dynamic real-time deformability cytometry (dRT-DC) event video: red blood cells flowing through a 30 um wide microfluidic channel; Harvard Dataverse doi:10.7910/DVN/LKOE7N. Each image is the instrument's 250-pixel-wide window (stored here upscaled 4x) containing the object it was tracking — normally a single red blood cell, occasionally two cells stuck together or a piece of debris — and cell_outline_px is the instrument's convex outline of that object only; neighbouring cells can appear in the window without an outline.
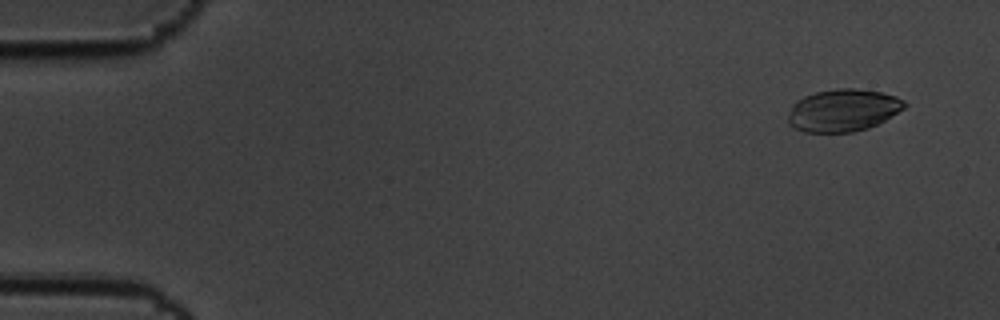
{"species": "common noctule bat (a hibernating species)", "species_latin": "Nyctalus noctula", "temperature_condition": "cold", "stored_images_in_passage": 59, "camera_frame_rate_fps": 3000, "um_per_image_px": 0.085, "animal": {"sex": "male", "body_mass_g": 19.5, "forearm_length_mm": 54.6}, "frame": {"image": 1, "passage_image": 4, "time_ms": 1.0, "image_size_px": [1000, 320], "cell_outline_px": [[908, 104], [904, 108], [884, 120], [868, 128], [852, 132], [804, 132], [792, 128], [788, 124], [788, 116], [792, 104], [796, 100], [804, 96], [816, 92], [836, 88], [856, 88], [880, 92], [896, 96], [904, 100]], "centroid_in_image_um": [71.63, 9.37], "position_along_channel_um": 13.4, "area_um2": 28.84}}
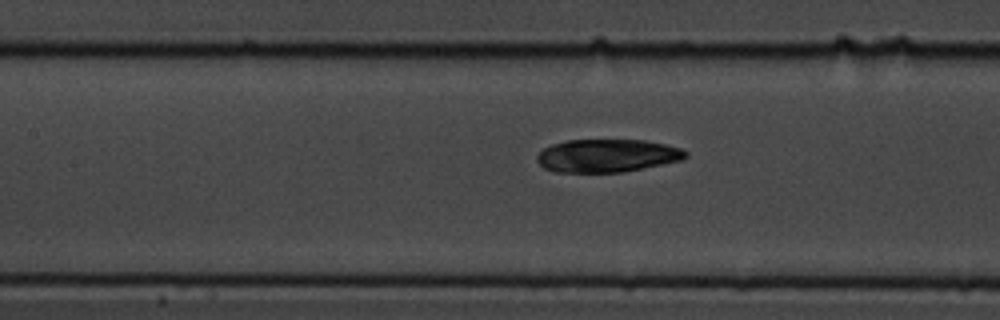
{"frame": {"image": 2, "passage_image": 27, "time_ms": 8.667, "image_size_px": [1000, 320], "cell_outline_px": [[688, 156], [684, 160], [624, 172], [556, 172], [544, 168], [536, 160], [536, 156], [544, 148], [552, 144], [568, 140], [644, 140], [664, 144], [680, 148], [688, 152]], "centroid_in_image_um": [51.63, 13.23], "position_along_channel_um": 155.8, "area_um2": 28.67}}
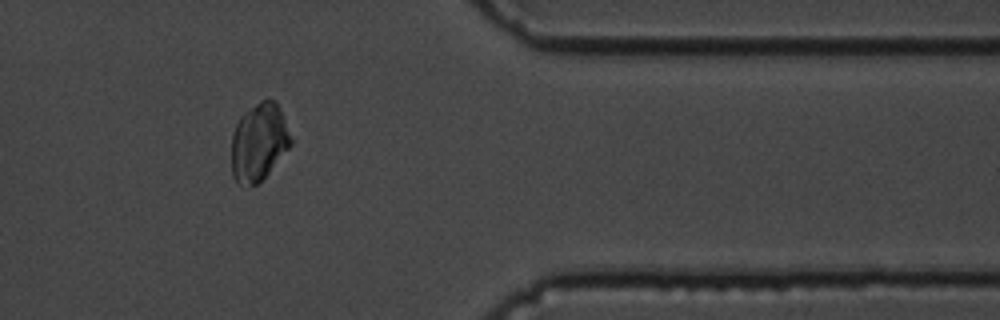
{"frame": {"image": 3, "passage_image": 49, "time_ms": 16.0, "image_size_px": [1000, 320], "cell_outline_px": [[292, 144], [268, 172], [256, 184], [236, 184], [232, 176], [232, 136], [236, 124], [240, 116], [244, 112], [260, 100], [276, 100], [280, 108], [292, 136]], "centroid_in_image_um": [22.0, 12.05], "position_along_channel_um": 389.4, "area_um2": 26.7}, "authors_computed_cell_mechanics": {"area_um2": 28.7266, "velocity_mm_per_s": 3.4217, "shape_relaxation_time_tau1_ms": 3.7934, "shape_relaxation_time_tau2_ms": null, "deformation_change_tau1": 0.0961, "deformation_change_tau2": null}}